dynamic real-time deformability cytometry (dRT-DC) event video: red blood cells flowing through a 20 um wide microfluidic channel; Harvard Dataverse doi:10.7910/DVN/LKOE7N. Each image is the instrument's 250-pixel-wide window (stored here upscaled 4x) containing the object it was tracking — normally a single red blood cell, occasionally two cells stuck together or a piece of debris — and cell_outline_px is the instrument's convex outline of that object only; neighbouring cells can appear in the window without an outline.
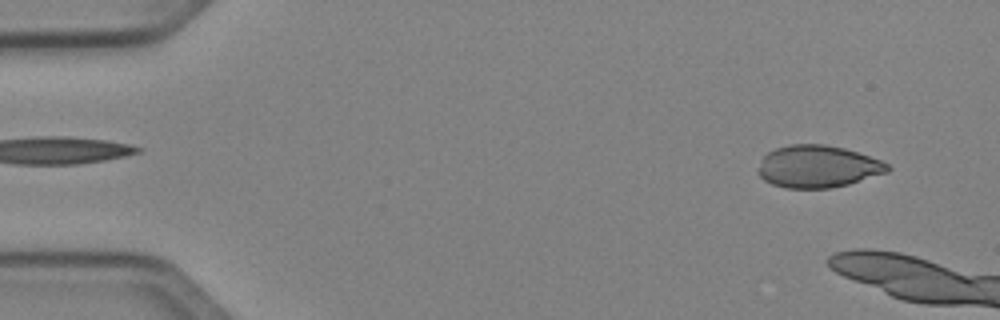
{"species": "Egyptian fruit bat (a non-hibernating species)", "species_latin": "Rousettus aegyptiacus", "temperature_condition": "cold", "stored_images_in_passage": 18, "camera_frame_rate_fps": 3000, "um_per_image_px": 0.085, "animal": {"sex": "female"}, "frame": {"image": 1, "passage_image": 3, "time_ms": 0.667, "image_size_px": [1000, 320], "cell_outline_px": [[892, 168], [888, 172], [848, 184], [832, 188], [784, 188], [772, 184], [764, 180], [756, 172], [764, 156], [768, 152], [776, 148], [788, 144], [824, 144], [844, 148], [880, 160], [888, 164]], "centroid_in_image_um": [69.49, 14.16], "position_along_channel_um": 15.5, "area_um2": 31.85}}
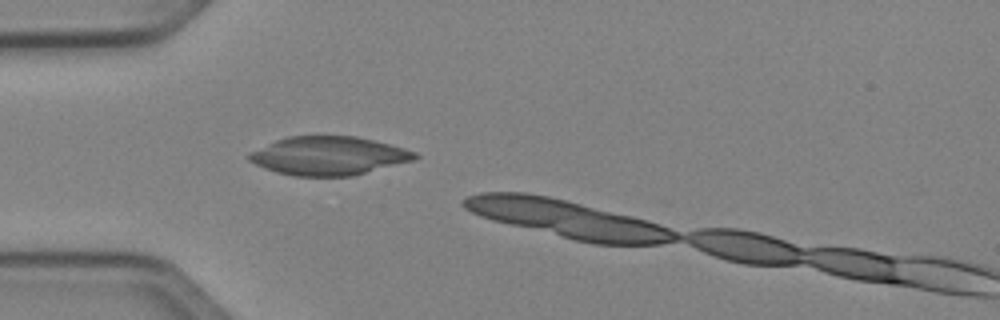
{"frame": {"image": 2, "passage_image": 14, "time_ms": 4.333, "image_size_px": [1000, 320], "cell_outline_px": [[420, 156], [416, 160], [352, 176], [296, 176], [276, 172], [264, 168], [248, 160], [248, 152], [276, 140], [288, 136], [356, 136], [404, 148], [416, 152]], "centroid_in_image_um": [27.94, 13.25], "position_along_channel_um": 57.1, "area_um2": 37.28}}
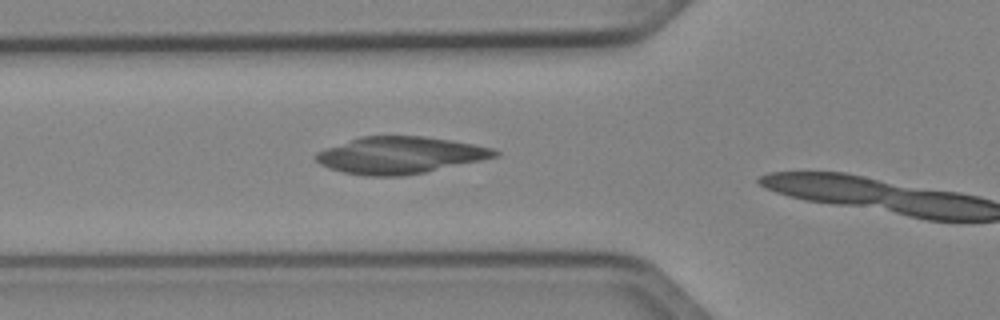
{"frame": {"image": 3, "passage_image": 17, "time_ms": 5.333, "image_size_px": [1000, 320], "cell_outline_px": [[500, 152], [496, 156], [480, 160], [424, 172], [404, 176], [364, 176], [344, 172], [328, 168], [320, 164], [316, 160], [316, 152], [324, 148], [360, 136], [424, 136], [472, 144], [492, 148]], "centroid_in_image_um": [33.93, 13.19], "position_along_channel_um": 91.9, "area_um2": 38.15}}